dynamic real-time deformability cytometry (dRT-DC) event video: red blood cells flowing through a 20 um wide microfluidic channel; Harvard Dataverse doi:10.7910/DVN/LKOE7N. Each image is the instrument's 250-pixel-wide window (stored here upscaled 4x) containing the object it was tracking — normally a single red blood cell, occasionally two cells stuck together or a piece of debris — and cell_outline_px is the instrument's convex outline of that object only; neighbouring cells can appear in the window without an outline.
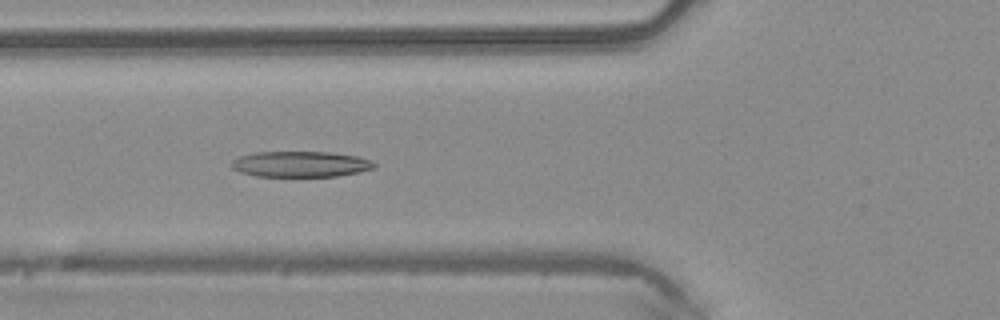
{"species": "common noctule bat (a hibernating species)", "species_latin": "Nyctalus noctula", "temperature_condition": "warm", "stored_images_in_passage": 5, "camera_frame_rate_fps": 3000, "um_per_image_px": 0.085, "animal": {"sex": "male", "body_mass_g": 20.4}, "frame": {"image": 1, "passage_image": 5, "time_ms": 1.333, "image_size_px": [1000, 320], "cell_outline_px": [[376, 168], [360, 172], [336, 176], [256, 176], [240, 172], [232, 168], [232, 160], [240, 156], [256, 152], [332, 152], [356, 156], [372, 160], [376, 164]], "centroid_in_image_um": [25.58, 13.95], "position_along_channel_um": 100.2, "area_um2": 21.44}}